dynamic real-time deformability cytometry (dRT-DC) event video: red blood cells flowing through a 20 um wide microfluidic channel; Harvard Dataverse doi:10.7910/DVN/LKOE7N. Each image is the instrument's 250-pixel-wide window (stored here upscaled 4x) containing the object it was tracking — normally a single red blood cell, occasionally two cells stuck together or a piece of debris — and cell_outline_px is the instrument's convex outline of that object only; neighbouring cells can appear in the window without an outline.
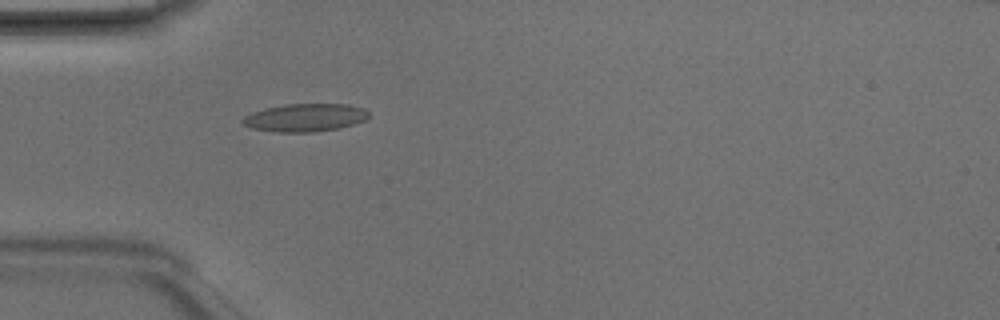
{"species": "Egyptian fruit bat (a non-hibernating species)", "species_latin": "Rousettus aegyptiacus", "temperature_condition": "room temperature", "stored_images_in_passage": 4, "camera_frame_rate_fps": 3000, "um_per_image_px": 0.085, "animal": {"sex": "male"}, "frame": {"image": 1, "passage_image": 4, "time_ms": 1.0, "image_size_px": [1000, 320], "cell_outline_px": [[368, 116], [364, 120], [340, 128], [312, 132], [276, 132], [252, 128], [244, 124], [240, 120], [244, 116], [252, 112], [264, 108], [284, 104], [348, 104], [364, 108], [368, 112]], "centroid_in_image_um": [25.9, 9.99], "position_along_channel_um": 59.1, "area_um2": 20.52}}